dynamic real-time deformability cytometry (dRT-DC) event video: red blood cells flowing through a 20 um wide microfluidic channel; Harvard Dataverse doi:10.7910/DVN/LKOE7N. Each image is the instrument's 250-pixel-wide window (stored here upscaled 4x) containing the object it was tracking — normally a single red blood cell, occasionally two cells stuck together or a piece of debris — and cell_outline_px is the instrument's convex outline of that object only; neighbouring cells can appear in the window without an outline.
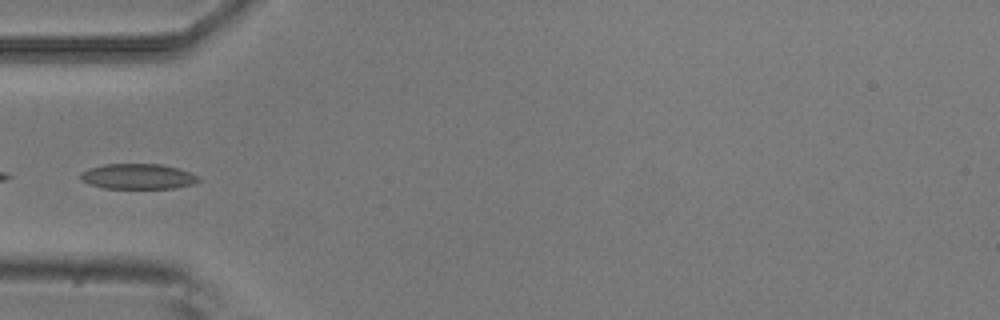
{"species": "common noctule bat (a hibernating species)", "species_latin": "Nyctalus noctula", "temperature_condition": "room temperature", "stored_images_in_passage": 3, "camera_frame_rate_fps": 3000, "um_per_image_px": 0.085, "animal": {"sex": "male", "body_mass_g": 20.5, "forearm_length_mm": 52.5}, "frame": {"image": 1, "passage_image": 3, "time_ms": 0.667, "image_size_px": [1000, 320], "cell_outline_px": [[200, 180], [196, 184], [176, 188], [104, 188], [80, 180], [80, 172], [88, 168], [104, 164], [160, 164], [192, 172], [200, 176]], "centroid_in_image_um": [11.76, 14.99], "position_along_channel_um": 73.2, "area_um2": 17.57}}